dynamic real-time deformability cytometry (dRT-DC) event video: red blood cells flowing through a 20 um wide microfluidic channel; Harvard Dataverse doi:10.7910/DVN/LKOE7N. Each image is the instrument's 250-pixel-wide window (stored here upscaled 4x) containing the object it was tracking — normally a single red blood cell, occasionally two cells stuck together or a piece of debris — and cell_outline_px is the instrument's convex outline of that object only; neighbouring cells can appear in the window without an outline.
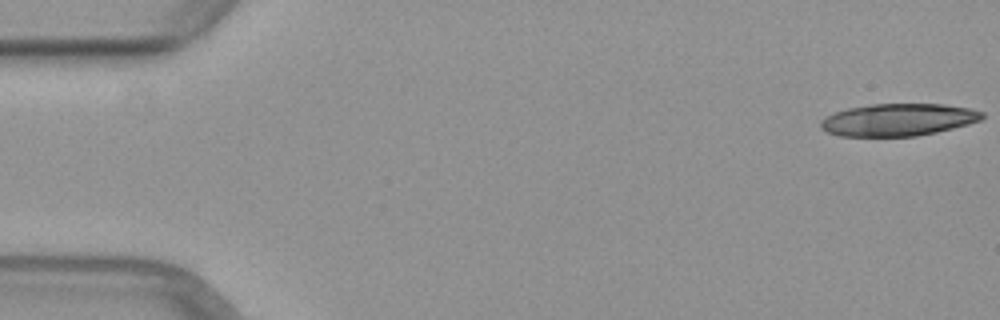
{"species": "common noctule bat (a hibernating species)", "species_latin": "Nyctalus noctula", "temperature_condition": "warm", "stored_images_in_passage": 50, "camera_frame_rate_fps": 3000, "um_per_image_px": 0.085, "animal": {"sex": "female", "body_mass_g": 29.2, "forearm_length_mm": 56.3}, "frame": {"image": 1, "passage_image": 1, "time_ms": 0.0, "image_size_px": [1000, 320], "cell_outline_px": [[980, 116], [972, 120], [960, 124], [928, 132], [908, 136], [852, 136], [832, 132], [824, 124], [832, 116], [844, 112], [860, 108], [884, 104], [932, 104], [960, 108], [976, 112]], "centroid_in_image_um": [76.33, 10.18], "position_along_channel_um": 8.7, "area_um2": 26.7}}
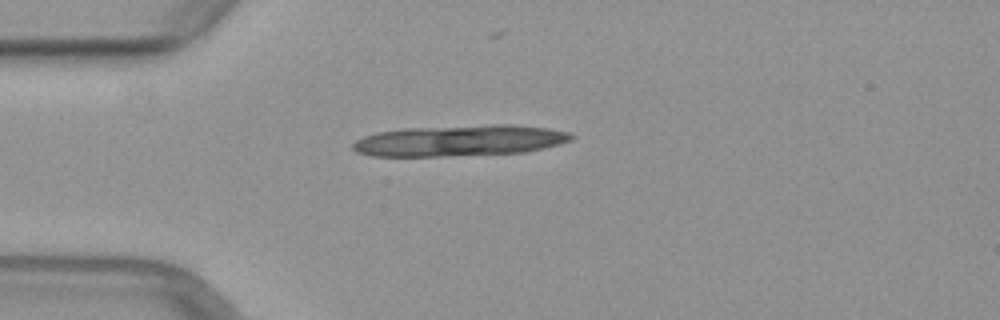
{"frame": {"image": 2, "passage_image": 13, "time_ms": 4.0, "image_size_px": [1000, 320], "cell_outline_px": [[568, 136], [560, 140], [548, 144], [532, 148], [504, 152], [416, 156], [392, 156], [368, 152], [360, 148], [356, 144], [372, 136], [392, 132], [472, 128], [528, 128], [552, 132]], "centroid_in_image_um": [38.89, 12.02], "position_along_channel_um": 46.1, "area_um2": 31.56}}